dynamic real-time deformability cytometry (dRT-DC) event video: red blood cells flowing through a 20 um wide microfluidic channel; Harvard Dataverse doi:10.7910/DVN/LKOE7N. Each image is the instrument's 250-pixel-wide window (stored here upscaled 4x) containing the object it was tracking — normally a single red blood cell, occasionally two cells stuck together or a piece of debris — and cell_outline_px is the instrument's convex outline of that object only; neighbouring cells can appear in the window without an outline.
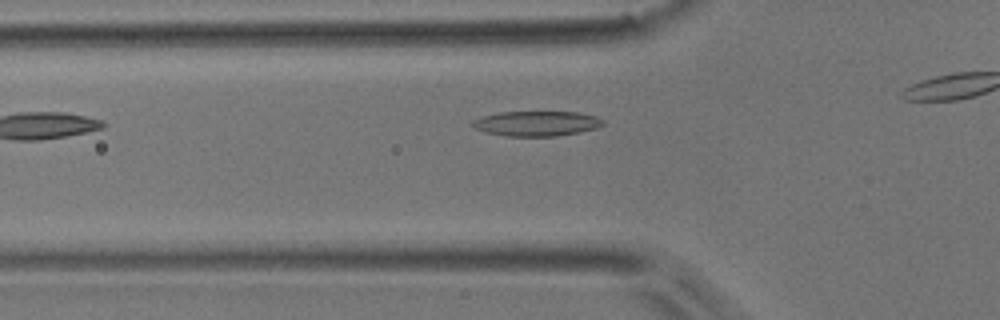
{"species": "common noctule bat (a hibernating species)", "species_latin": "Nyctalus noctula", "temperature_condition": "room temperature", "stored_images_in_passage": 7, "camera_frame_rate_fps": 3000, "um_per_image_px": 0.085, "animal": {"sex": "male", "body_mass_g": 17.9}, "frame": {"image": 1, "passage_image": 2, "time_ms": 0.333, "image_size_px": [1000, 320], "cell_outline_px": [[604, 124], [596, 128], [580, 132], [556, 136], [504, 136], [484, 132], [472, 128], [468, 124], [472, 120], [484, 116], [500, 112], [576, 112], [596, 116], [604, 120]], "centroid_in_image_um": [45.56, 10.5], "position_along_channel_um": 80.2, "area_um2": 19.19}}